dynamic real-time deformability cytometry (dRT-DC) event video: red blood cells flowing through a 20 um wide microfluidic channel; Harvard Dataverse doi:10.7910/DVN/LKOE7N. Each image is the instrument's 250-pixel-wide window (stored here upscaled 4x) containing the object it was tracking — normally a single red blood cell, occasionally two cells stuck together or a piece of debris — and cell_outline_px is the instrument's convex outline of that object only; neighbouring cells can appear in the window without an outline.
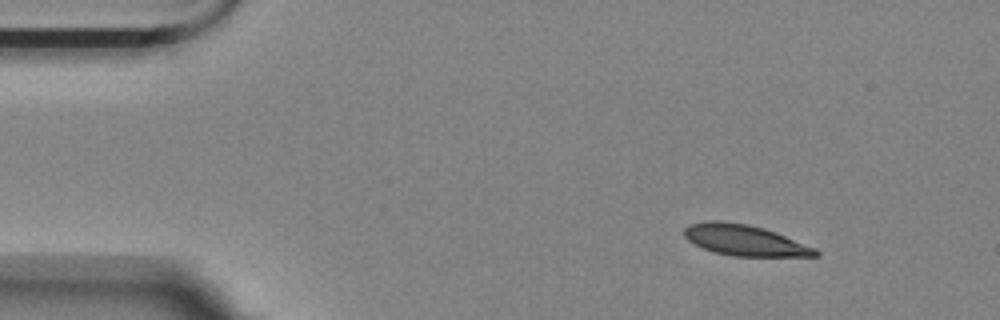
{"species": "Egyptian fruit bat (a non-hibernating species)", "species_latin": "Rousettus aegyptiacus", "temperature_condition": "room temperature", "stored_images_in_passage": 4, "camera_frame_rate_fps": 3000, "um_per_image_px": 0.085, "animal": {"sex": "female"}, "frame": {"image": 1, "passage_image": 1, "time_ms": 0.0, "image_size_px": [1000, 320], "cell_outline_px": [[820, 256], [732, 256], [712, 252], [688, 240], [684, 236], [684, 228], [688, 224], [708, 220], [720, 220], [748, 224], [764, 228], [816, 248], [820, 252]], "centroid_in_image_um": [63.28, 20.41], "position_along_channel_um": 21.7, "area_um2": 23.64}}